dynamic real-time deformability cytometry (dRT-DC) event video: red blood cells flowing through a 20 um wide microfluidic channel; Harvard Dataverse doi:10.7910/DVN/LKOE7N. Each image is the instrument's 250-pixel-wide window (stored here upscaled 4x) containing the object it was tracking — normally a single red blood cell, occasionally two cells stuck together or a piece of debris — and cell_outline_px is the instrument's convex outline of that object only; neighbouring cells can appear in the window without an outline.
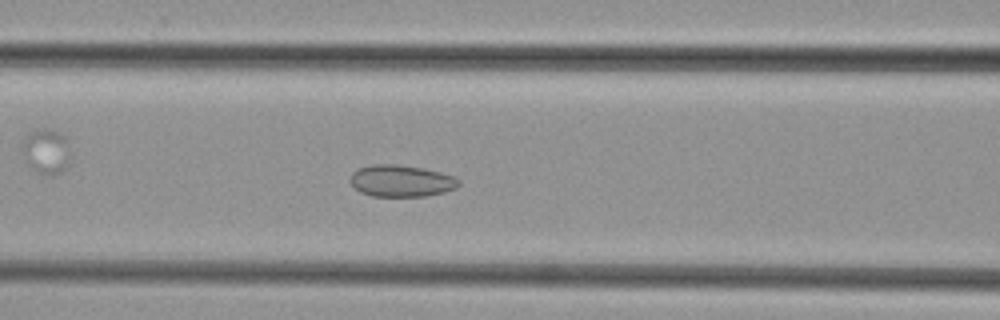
{"species": "common noctule bat (a hibernating species)", "species_latin": "Nyctalus noctula", "temperature_condition": "cold", "stored_images_in_passage": 34, "camera_frame_rate_fps": 3000, "um_per_image_px": 0.085, "animal": {"sex": "female", "body_mass_g": 29.2, "forearm_length_mm": 56.3}, "frame": {"image": 1, "passage_image": 5, "time_ms": 1.333, "image_size_px": [1000, 320], "cell_outline_px": [[460, 184], [456, 188], [444, 192], [424, 196], [372, 196], [360, 192], [348, 180], [352, 172], [360, 168], [372, 164], [396, 164], [424, 168], [440, 172], [452, 176], [460, 180]], "centroid_in_image_um": [34.09, 15.37], "position_along_channel_um": 132.5, "area_um2": 20.11}}
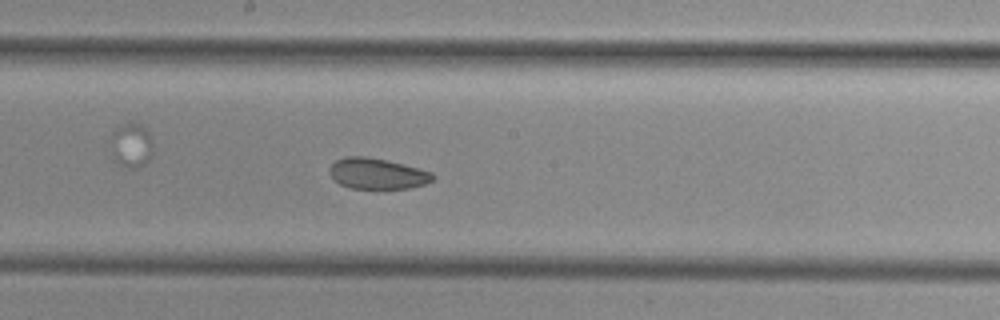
{"frame": {"image": 2, "passage_image": 11, "time_ms": 3.333, "image_size_px": [1000, 320], "cell_outline_px": [[436, 176], [432, 180], [424, 184], [408, 188], [352, 188], [340, 184], [332, 176], [328, 168], [336, 160], [348, 156], [364, 156], [384, 160], [432, 172]], "centroid_in_image_um": [32.05, 14.76], "position_along_channel_um": 216.1, "area_um2": 18.09}}
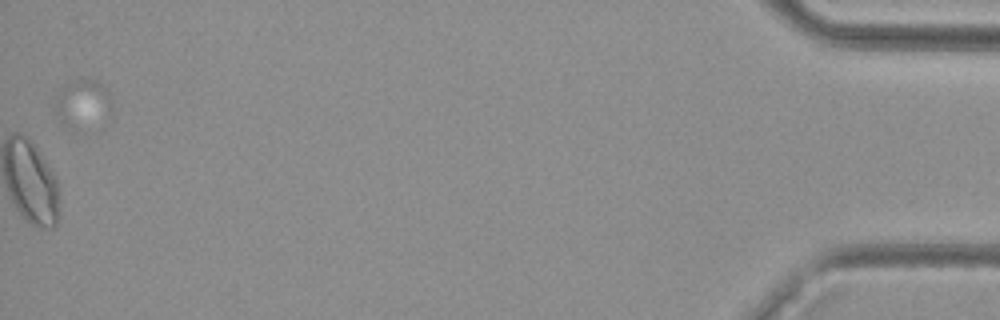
{"frame": {"image": 3, "passage_image": 34, "time_ms": 11.0, "image_size_px": [1000, 320], "cell_outline_px": [[112, 116], [72, 132], [60, 120], [56, 112], [56, 104], [60, 92], [64, 84], [72, 80], [96, 80], [108, 92], [112, 100]], "centroid_in_image_um": [7.07, 8.84], "position_along_channel_um": 428.1, "area_um2": 15.9}}